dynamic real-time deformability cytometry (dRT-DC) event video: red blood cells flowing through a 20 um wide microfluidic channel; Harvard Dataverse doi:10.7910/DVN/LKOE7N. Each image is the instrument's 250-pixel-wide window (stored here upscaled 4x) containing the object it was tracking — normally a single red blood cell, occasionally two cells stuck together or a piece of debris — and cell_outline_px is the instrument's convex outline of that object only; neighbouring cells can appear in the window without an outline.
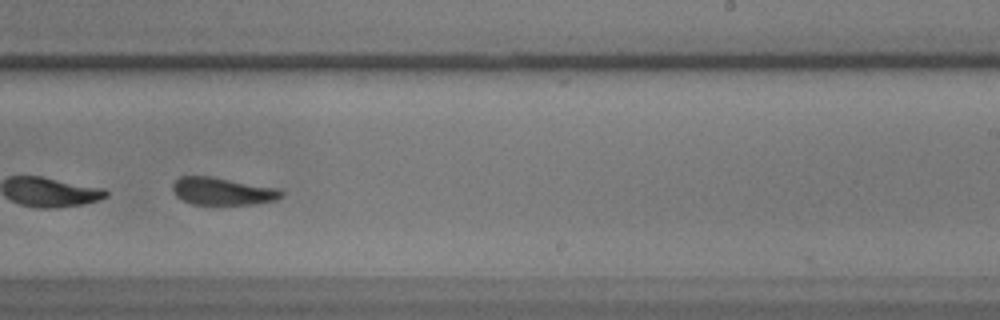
{"species": "common noctule bat (a hibernating species)", "species_latin": "Nyctalus noctula", "temperature_condition": "warm", "stored_images_in_passage": 35, "camera_frame_rate_fps": 3000, "um_per_image_px": 0.085, "animal": {"sex": "male", "body_mass_g": 17.9}, "frame": {"image": 1, "passage_image": 20, "time_ms": 6.333, "image_size_px": [1000, 320], "cell_outline_px": [[284, 196], [276, 200], [256, 204], [192, 204], [176, 196], [172, 192], [172, 184], [180, 176], [212, 176], [280, 188], [284, 192]], "centroid_in_image_um": [18.95, 16.24], "position_along_channel_um": 270.0, "area_um2": 17.69}, "authors_computed_cell_mechanics": {"area_um2": 18.4382, "velocity_mm_per_s": 3.548, "shape_relaxation_time_tau1_ms": 2.9395, "shape_relaxation_time_tau2_ms": 1.9491, "deformation_change_tau1": 0.089, "deformation_change_tau2": 0.0738}}